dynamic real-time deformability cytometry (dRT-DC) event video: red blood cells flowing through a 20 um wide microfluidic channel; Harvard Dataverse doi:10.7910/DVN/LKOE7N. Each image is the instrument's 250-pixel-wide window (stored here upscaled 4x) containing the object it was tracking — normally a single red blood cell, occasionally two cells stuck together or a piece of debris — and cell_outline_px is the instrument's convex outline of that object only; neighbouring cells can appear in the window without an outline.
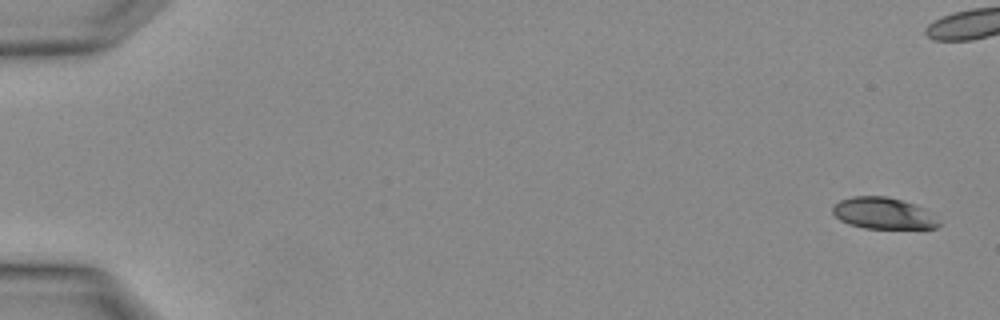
{"species": "Egyptian fruit bat (a non-hibernating species)", "species_latin": "Rousettus aegyptiacus", "temperature_condition": "warm", "stored_images_in_passage": 4, "segment_of_instrument_passage": [2, 2], "camera_frame_rate_fps": 3000, "um_per_image_px": 0.085, "animal": {"sex": "female"}, "frame": {"image": 1, "passage_image": 4, "time_ms": 1.0, "image_size_px": [1000, 320], "cell_outline_px": [[940, 224], [936, 228], [864, 228], [848, 224], [840, 220], [832, 212], [832, 208], [840, 200], [852, 196], [888, 196], [924, 208]], "centroid_in_image_um": [75.02, 18.13], "position_along_channel_um": 10.0, "area_um2": 19.13}}